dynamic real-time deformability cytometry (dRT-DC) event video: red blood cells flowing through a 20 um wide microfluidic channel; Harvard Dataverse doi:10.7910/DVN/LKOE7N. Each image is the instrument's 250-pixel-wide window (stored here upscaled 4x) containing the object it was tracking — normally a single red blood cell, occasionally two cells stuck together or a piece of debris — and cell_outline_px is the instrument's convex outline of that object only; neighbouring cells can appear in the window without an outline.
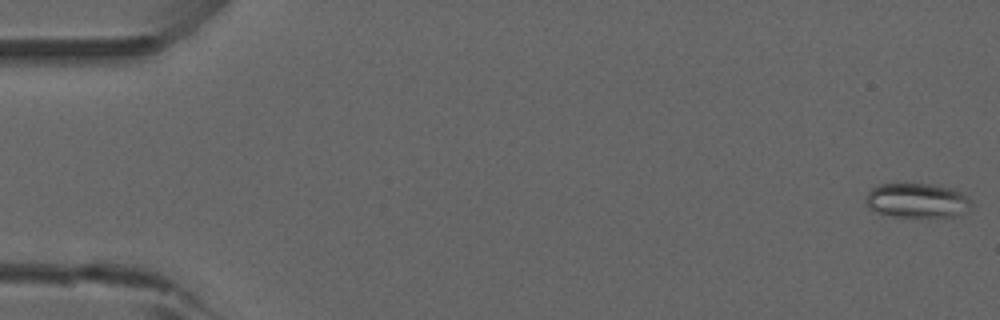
{"species": "common noctule bat (a hibernating species)", "species_latin": "Nyctalus noctula", "temperature_condition": "room temperature", "stored_images_in_passage": 52, "camera_frame_rate_fps": 3000, "um_per_image_px": 0.085, "animal": {"sex": "male", "forearm_length_mm": 52.5}, "frame": {"image": 1, "passage_image": 1, "time_ms": 0.0, "image_size_px": [1000, 320], "cell_outline_px": [[976, 204], [956, 216], [892, 216], [876, 212], [868, 208], [864, 200], [868, 192], [876, 184], [928, 184], [952, 188], [968, 196]], "centroid_in_image_um": [77.95, 17.03], "position_along_channel_um": 7.1, "area_um2": 21.33}}
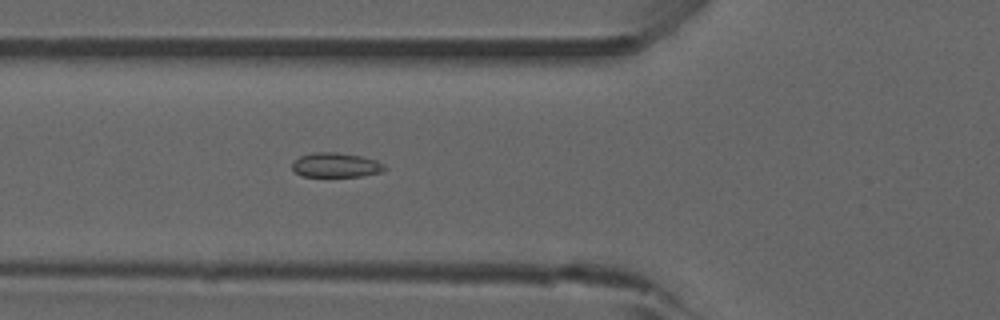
{"frame": {"image": 2, "passage_image": 19, "time_ms": 6.0, "image_size_px": [1000, 320], "cell_outline_px": [[388, 168], [380, 172], [360, 176], [304, 176], [296, 172], [292, 168], [292, 160], [300, 156], [312, 152], [336, 152], [360, 156], [376, 160], [384, 164]], "centroid_in_image_um": [28.53, 14.02], "position_along_channel_um": 97.3, "area_um2": 13.18}}
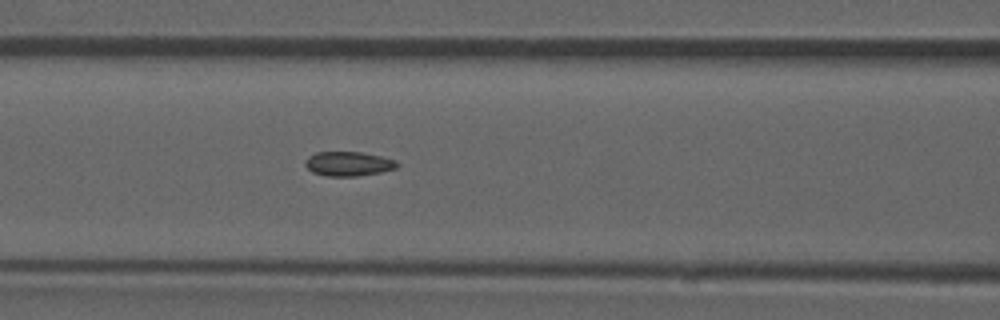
{"frame": {"image": 3, "passage_image": 22, "time_ms": 7.0, "image_size_px": [1000, 320], "cell_outline_px": [[400, 164], [396, 168], [380, 172], [356, 176], [324, 176], [312, 172], [304, 164], [304, 160], [308, 156], [316, 152], [360, 152], [380, 156], [396, 160]], "centroid_in_image_um": [29.59, 13.92], "position_along_channel_um": 137.0, "area_um2": 13.12}, "authors_computed_cell_mechanics": {"area_um2": 13.1784, "velocity_mm_per_s": 3.9147, "shape_relaxation_time_tau1_ms": null, "shape_relaxation_time_tau2_ms": 1.6978, "deformation_change_tau1": null, "deformation_change_tau2": 0.0601}}